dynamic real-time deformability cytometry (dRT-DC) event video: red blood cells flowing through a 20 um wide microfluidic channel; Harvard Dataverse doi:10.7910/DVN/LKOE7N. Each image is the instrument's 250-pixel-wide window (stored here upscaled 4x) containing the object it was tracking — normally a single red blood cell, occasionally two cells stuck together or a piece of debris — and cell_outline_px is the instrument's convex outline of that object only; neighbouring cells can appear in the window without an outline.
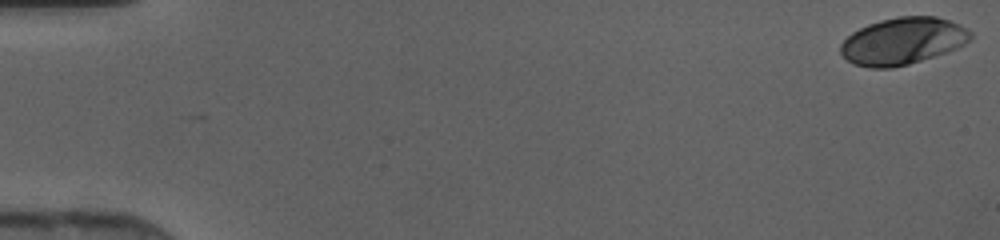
{"species": "human", "species_latin": "Homo sapiens", "temperature_condition": "cold", "stored_images_in_passage": 46, "camera_frame_rate_fps": 3000, "um_per_image_px": 0.085, "donor": {"sex": "female"}, "frame": {"image": 1, "passage_image": 1, "time_ms": 0.0, "image_size_px": [1000, 240], "cell_outline_px": [[972, 36], [964, 44], [956, 48], [908, 64], [892, 68], [868, 68], [852, 64], [840, 52], [840, 44], [852, 32], [868, 24], [880, 20], [900, 16], [936, 16], [960, 24], [972, 32]], "centroid_in_image_um": [76.71, 3.48], "position_along_channel_um": 8.3, "area_um2": 35.37}}
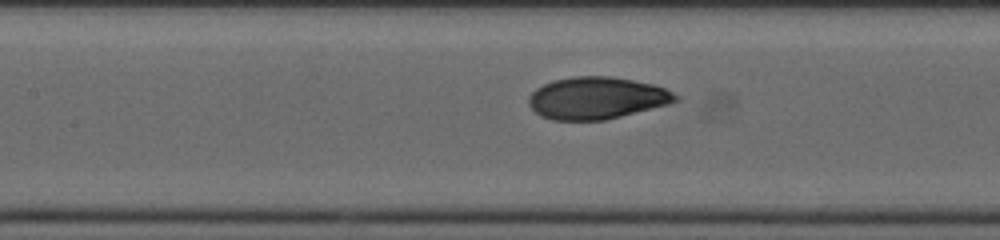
{"frame": {"image": 2, "passage_image": 22, "time_ms": 7.0, "image_size_px": [1000, 240], "cell_outline_px": [[680, 100], [668, 104], [604, 120], [552, 120], [540, 116], [528, 104], [528, 96], [536, 88], [552, 80], [572, 76], [612, 76], [652, 84], [664, 88], [680, 96]], "centroid_in_image_um": [50.7, 8.33], "position_along_channel_um": 156.7, "area_um2": 36.01}}
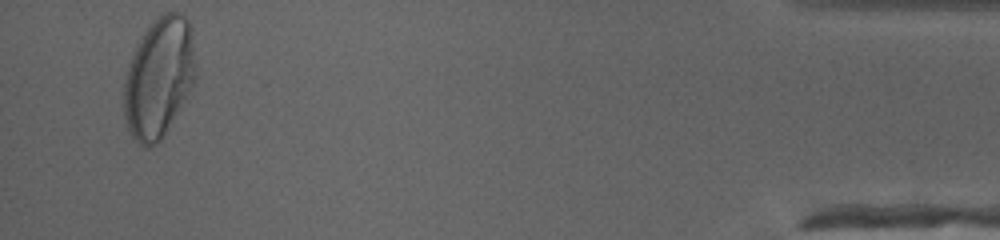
{"frame": {"image": 3, "passage_image": 45, "time_ms": 14.667, "image_size_px": [1000, 240], "cell_outline_px": [[196, 76], [192, 84], [160, 140], [156, 144], [148, 148], [144, 148], [132, 136], [128, 128], [124, 116], [124, 80], [128, 64], [140, 40], [148, 28], [164, 12], [180, 12], [188, 20], [192, 28]], "centroid_in_image_um": [13.5, 6.59], "position_along_channel_um": 421.7, "area_um2": 49.3}}